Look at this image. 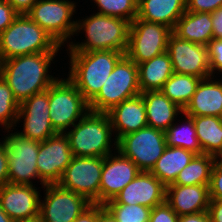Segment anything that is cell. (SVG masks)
<instances>
[{"label": "cell", "mask_w": 222, "mask_h": 222, "mask_svg": "<svg viewBox=\"0 0 222 222\" xmlns=\"http://www.w3.org/2000/svg\"><path fill=\"white\" fill-rule=\"evenodd\" d=\"M6 132L8 136L5 135L2 139L6 144L8 154L9 183L36 185L33 184V180L40 182L36 164L40 142L24 138L15 131L13 133V130H5L4 133Z\"/></svg>", "instance_id": "9c48e42d"}, {"label": "cell", "mask_w": 222, "mask_h": 222, "mask_svg": "<svg viewBox=\"0 0 222 222\" xmlns=\"http://www.w3.org/2000/svg\"><path fill=\"white\" fill-rule=\"evenodd\" d=\"M215 160L222 165V151L217 155L215 156Z\"/></svg>", "instance_id": "c3c4849f"}, {"label": "cell", "mask_w": 222, "mask_h": 222, "mask_svg": "<svg viewBox=\"0 0 222 222\" xmlns=\"http://www.w3.org/2000/svg\"><path fill=\"white\" fill-rule=\"evenodd\" d=\"M177 213L166 203L155 206L148 222H177Z\"/></svg>", "instance_id": "8d00e7d4"}, {"label": "cell", "mask_w": 222, "mask_h": 222, "mask_svg": "<svg viewBox=\"0 0 222 222\" xmlns=\"http://www.w3.org/2000/svg\"><path fill=\"white\" fill-rule=\"evenodd\" d=\"M0 222H14L0 207Z\"/></svg>", "instance_id": "7dc6e473"}, {"label": "cell", "mask_w": 222, "mask_h": 222, "mask_svg": "<svg viewBox=\"0 0 222 222\" xmlns=\"http://www.w3.org/2000/svg\"><path fill=\"white\" fill-rule=\"evenodd\" d=\"M203 154L217 156L222 151V117L191 116Z\"/></svg>", "instance_id": "83f0119b"}, {"label": "cell", "mask_w": 222, "mask_h": 222, "mask_svg": "<svg viewBox=\"0 0 222 222\" xmlns=\"http://www.w3.org/2000/svg\"><path fill=\"white\" fill-rule=\"evenodd\" d=\"M177 222H211L208 211L178 216Z\"/></svg>", "instance_id": "f6af8a7d"}, {"label": "cell", "mask_w": 222, "mask_h": 222, "mask_svg": "<svg viewBox=\"0 0 222 222\" xmlns=\"http://www.w3.org/2000/svg\"><path fill=\"white\" fill-rule=\"evenodd\" d=\"M107 114L116 140L125 134L136 132L148 126L145 103L141 94L124 100L114 106Z\"/></svg>", "instance_id": "ffe728a7"}, {"label": "cell", "mask_w": 222, "mask_h": 222, "mask_svg": "<svg viewBox=\"0 0 222 222\" xmlns=\"http://www.w3.org/2000/svg\"><path fill=\"white\" fill-rule=\"evenodd\" d=\"M172 33L182 40L208 46L213 39L211 13L186 11L178 19Z\"/></svg>", "instance_id": "d4e9b609"}, {"label": "cell", "mask_w": 222, "mask_h": 222, "mask_svg": "<svg viewBox=\"0 0 222 222\" xmlns=\"http://www.w3.org/2000/svg\"><path fill=\"white\" fill-rule=\"evenodd\" d=\"M181 117H183V119L185 118L186 121L184 120L181 122L179 118L177 119V122L175 121V123L165 131L166 146L181 147L196 155L203 154L196 136V128L193 118L185 113H183Z\"/></svg>", "instance_id": "f1b7e54d"}, {"label": "cell", "mask_w": 222, "mask_h": 222, "mask_svg": "<svg viewBox=\"0 0 222 222\" xmlns=\"http://www.w3.org/2000/svg\"><path fill=\"white\" fill-rule=\"evenodd\" d=\"M213 25V39H222V7L211 13Z\"/></svg>", "instance_id": "60d3db41"}, {"label": "cell", "mask_w": 222, "mask_h": 222, "mask_svg": "<svg viewBox=\"0 0 222 222\" xmlns=\"http://www.w3.org/2000/svg\"><path fill=\"white\" fill-rule=\"evenodd\" d=\"M211 75L222 74V39H212L208 44ZM218 71V72H217Z\"/></svg>", "instance_id": "e575fe53"}, {"label": "cell", "mask_w": 222, "mask_h": 222, "mask_svg": "<svg viewBox=\"0 0 222 222\" xmlns=\"http://www.w3.org/2000/svg\"><path fill=\"white\" fill-rule=\"evenodd\" d=\"M56 54L58 52L34 53L0 62V75L19 104L32 95L47 90L59 78L49 74Z\"/></svg>", "instance_id": "6da1fadb"}, {"label": "cell", "mask_w": 222, "mask_h": 222, "mask_svg": "<svg viewBox=\"0 0 222 222\" xmlns=\"http://www.w3.org/2000/svg\"><path fill=\"white\" fill-rule=\"evenodd\" d=\"M38 189L34 185L5 184L0 188V207L14 222L35 219L42 197Z\"/></svg>", "instance_id": "ac0fdd59"}, {"label": "cell", "mask_w": 222, "mask_h": 222, "mask_svg": "<svg viewBox=\"0 0 222 222\" xmlns=\"http://www.w3.org/2000/svg\"><path fill=\"white\" fill-rule=\"evenodd\" d=\"M117 222H148L151 208L144 205L104 204Z\"/></svg>", "instance_id": "836d02e7"}, {"label": "cell", "mask_w": 222, "mask_h": 222, "mask_svg": "<svg viewBox=\"0 0 222 222\" xmlns=\"http://www.w3.org/2000/svg\"><path fill=\"white\" fill-rule=\"evenodd\" d=\"M200 80L201 78L193 75L173 73L160 91L184 110L191 101Z\"/></svg>", "instance_id": "4dcf8cb0"}, {"label": "cell", "mask_w": 222, "mask_h": 222, "mask_svg": "<svg viewBox=\"0 0 222 222\" xmlns=\"http://www.w3.org/2000/svg\"><path fill=\"white\" fill-rule=\"evenodd\" d=\"M222 7V0H186V11L213 13Z\"/></svg>", "instance_id": "74e56055"}, {"label": "cell", "mask_w": 222, "mask_h": 222, "mask_svg": "<svg viewBox=\"0 0 222 222\" xmlns=\"http://www.w3.org/2000/svg\"><path fill=\"white\" fill-rule=\"evenodd\" d=\"M217 75L200 80L183 113L188 116L222 117V79H218Z\"/></svg>", "instance_id": "7402d4cb"}, {"label": "cell", "mask_w": 222, "mask_h": 222, "mask_svg": "<svg viewBox=\"0 0 222 222\" xmlns=\"http://www.w3.org/2000/svg\"><path fill=\"white\" fill-rule=\"evenodd\" d=\"M77 3L71 0H37L27 15L65 47L74 38L77 19L73 16Z\"/></svg>", "instance_id": "ba28073f"}, {"label": "cell", "mask_w": 222, "mask_h": 222, "mask_svg": "<svg viewBox=\"0 0 222 222\" xmlns=\"http://www.w3.org/2000/svg\"><path fill=\"white\" fill-rule=\"evenodd\" d=\"M49 88L32 95L20 104L16 121L23 120V130L16 132L24 138L42 142L57 134L49 116Z\"/></svg>", "instance_id": "5bb4252c"}, {"label": "cell", "mask_w": 222, "mask_h": 222, "mask_svg": "<svg viewBox=\"0 0 222 222\" xmlns=\"http://www.w3.org/2000/svg\"><path fill=\"white\" fill-rule=\"evenodd\" d=\"M49 116L57 133H65L89 111V102L68 79L59 78L49 87Z\"/></svg>", "instance_id": "52a82bcc"}, {"label": "cell", "mask_w": 222, "mask_h": 222, "mask_svg": "<svg viewBox=\"0 0 222 222\" xmlns=\"http://www.w3.org/2000/svg\"><path fill=\"white\" fill-rule=\"evenodd\" d=\"M64 48L27 14H18L0 34V62L16 56L59 52Z\"/></svg>", "instance_id": "5b68a950"}, {"label": "cell", "mask_w": 222, "mask_h": 222, "mask_svg": "<svg viewBox=\"0 0 222 222\" xmlns=\"http://www.w3.org/2000/svg\"><path fill=\"white\" fill-rule=\"evenodd\" d=\"M9 183L8 179V154L6 144L0 140V188Z\"/></svg>", "instance_id": "ab89813d"}, {"label": "cell", "mask_w": 222, "mask_h": 222, "mask_svg": "<svg viewBox=\"0 0 222 222\" xmlns=\"http://www.w3.org/2000/svg\"><path fill=\"white\" fill-rule=\"evenodd\" d=\"M167 52L174 73L193 75L201 79L212 76L207 46L182 40L172 33Z\"/></svg>", "instance_id": "2e32d148"}, {"label": "cell", "mask_w": 222, "mask_h": 222, "mask_svg": "<svg viewBox=\"0 0 222 222\" xmlns=\"http://www.w3.org/2000/svg\"><path fill=\"white\" fill-rule=\"evenodd\" d=\"M102 168V157L73 156L57 184L84 196L92 204H100Z\"/></svg>", "instance_id": "7c38bea8"}, {"label": "cell", "mask_w": 222, "mask_h": 222, "mask_svg": "<svg viewBox=\"0 0 222 222\" xmlns=\"http://www.w3.org/2000/svg\"><path fill=\"white\" fill-rule=\"evenodd\" d=\"M172 29L159 23L135 18L130 24L125 55L136 65L167 51Z\"/></svg>", "instance_id": "8fae6325"}, {"label": "cell", "mask_w": 222, "mask_h": 222, "mask_svg": "<svg viewBox=\"0 0 222 222\" xmlns=\"http://www.w3.org/2000/svg\"><path fill=\"white\" fill-rule=\"evenodd\" d=\"M139 172L137 165L118 150L104 157L100 180V205L113 200Z\"/></svg>", "instance_id": "e0dca14e"}, {"label": "cell", "mask_w": 222, "mask_h": 222, "mask_svg": "<svg viewBox=\"0 0 222 222\" xmlns=\"http://www.w3.org/2000/svg\"><path fill=\"white\" fill-rule=\"evenodd\" d=\"M210 199L222 200V165L214 162L209 183Z\"/></svg>", "instance_id": "d590c367"}, {"label": "cell", "mask_w": 222, "mask_h": 222, "mask_svg": "<svg viewBox=\"0 0 222 222\" xmlns=\"http://www.w3.org/2000/svg\"><path fill=\"white\" fill-rule=\"evenodd\" d=\"M18 13L6 0H0V34L12 24Z\"/></svg>", "instance_id": "f35d334b"}, {"label": "cell", "mask_w": 222, "mask_h": 222, "mask_svg": "<svg viewBox=\"0 0 222 222\" xmlns=\"http://www.w3.org/2000/svg\"><path fill=\"white\" fill-rule=\"evenodd\" d=\"M208 212L211 222H222V200L210 199Z\"/></svg>", "instance_id": "7bdbcfd3"}, {"label": "cell", "mask_w": 222, "mask_h": 222, "mask_svg": "<svg viewBox=\"0 0 222 222\" xmlns=\"http://www.w3.org/2000/svg\"><path fill=\"white\" fill-rule=\"evenodd\" d=\"M164 202H166V186L151 172L140 171L113 200L106 204H140L153 209Z\"/></svg>", "instance_id": "d6986e66"}, {"label": "cell", "mask_w": 222, "mask_h": 222, "mask_svg": "<svg viewBox=\"0 0 222 222\" xmlns=\"http://www.w3.org/2000/svg\"><path fill=\"white\" fill-rule=\"evenodd\" d=\"M195 155L181 147L166 146L163 154L150 172L167 187L175 182L178 174Z\"/></svg>", "instance_id": "4316f807"}, {"label": "cell", "mask_w": 222, "mask_h": 222, "mask_svg": "<svg viewBox=\"0 0 222 222\" xmlns=\"http://www.w3.org/2000/svg\"><path fill=\"white\" fill-rule=\"evenodd\" d=\"M20 104L13 95L7 82L0 75V128L16 129V121ZM3 126V127H2Z\"/></svg>", "instance_id": "1f68e13d"}, {"label": "cell", "mask_w": 222, "mask_h": 222, "mask_svg": "<svg viewBox=\"0 0 222 222\" xmlns=\"http://www.w3.org/2000/svg\"><path fill=\"white\" fill-rule=\"evenodd\" d=\"M166 203L178 216L208 211L209 185H168Z\"/></svg>", "instance_id": "44dd1931"}, {"label": "cell", "mask_w": 222, "mask_h": 222, "mask_svg": "<svg viewBox=\"0 0 222 222\" xmlns=\"http://www.w3.org/2000/svg\"><path fill=\"white\" fill-rule=\"evenodd\" d=\"M72 158L69 140L64 133L40 142L36 164L42 188L47 184H57Z\"/></svg>", "instance_id": "9a60e30c"}, {"label": "cell", "mask_w": 222, "mask_h": 222, "mask_svg": "<svg viewBox=\"0 0 222 222\" xmlns=\"http://www.w3.org/2000/svg\"><path fill=\"white\" fill-rule=\"evenodd\" d=\"M64 134L73 156L104 158L117 150V140L112 138L114 133L107 113L90 110Z\"/></svg>", "instance_id": "277c9868"}, {"label": "cell", "mask_w": 222, "mask_h": 222, "mask_svg": "<svg viewBox=\"0 0 222 222\" xmlns=\"http://www.w3.org/2000/svg\"><path fill=\"white\" fill-rule=\"evenodd\" d=\"M214 162L213 155H195L170 185H209Z\"/></svg>", "instance_id": "f546056e"}, {"label": "cell", "mask_w": 222, "mask_h": 222, "mask_svg": "<svg viewBox=\"0 0 222 222\" xmlns=\"http://www.w3.org/2000/svg\"><path fill=\"white\" fill-rule=\"evenodd\" d=\"M137 66L141 93L161 90L164 83L174 73L172 62L167 51Z\"/></svg>", "instance_id": "484cf974"}, {"label": "cell", "mask_w": 222, "mask_h": 222, "mask_svg": "<svg viewBox=\"0 0 222 222\" xmlns=\"http://www.w3.org/2000/svg\"><path fill=\"white\" fill-rule=\"evenodd\" d=\"M145 103L147 124L155 129L166 131L177 120L183 110L160 90L141 93Z\"/></svg>", "instance_id": "603a6c76"}, {"label": "cell", "mask_w": 222, "mask_h": 222, "mask_svg": "<svg viewBox=\"0 0 222 222\" xmlns=\"http://www.w3.org/2000/svg\"><path fill=\"white\" fill-rule=\"evenodd\" d=\"M186 12V0H138V19L174 29Z\"/></svg>", "instance_id": "cb8c5ba5"}, {"label": "cell", "mask_w": 222, "mask_h": 222, "mask_svg": "<svg viewBox=\"0 0 222 222\" xmlns=\"http://www.w3.org/2000/svg\"><path fill=\"white\" fill-rule=\"evenodd\" d=\"M16 222H42L39 217L31 220H24V221H16Z\"/></svg>", "instance_id": "681fc988"}, {"label": "cell", "mask_w": 222, "mask_h": 222, "mask_svg": "<svg viewBox=\"0 0 222 222\" xmlns=\"http://www.w3.org/2000/svg\"><path fill=\"white\" fill-rule=\"evenodd\" d=\"M43 188L45 196L40 199L39 208L42 222H74L92 204L84 196L58 184H47Z\"/></svg>", "instance_id": "4fadbf2b"}, {"label": "cell", "mask_w": 222, "mask_h": 222, "mask_svg": "<svg viewBox=\"0 0 222 222\" xmlns=\"http://www.w3.org/2000/svg\"><path fill=\"white\" fill-rule=\"evenodd\" d=\"M97 222H117L112 214L104 207L98 204V217Z\"/></svg>", "instance_id": "bcb514c9"}, {"label": "cell", "mask_w": 222, "mask_h": 222, "mask_svg": "<svg viewBox=\"0 0 222 222\" xmlns=\"http://www.w3.org/2000/svg\"><path fill=\"white\" fill-rule=\"evenodd\" d=\"M18 14H27L37 0H6Z\"/></svg>", "instance_id": "ee69618b"}, {"label": "cell", "mask_w": 222, "mask_h": 222, "mask_svg": "<svg viewBox=\"0 0 222 222\" xmlns=\"http://www.w3.org/2000/svg\"><path fill=\"white\" fill-rule=\"evenodd\" d=\"M166 148L165 132L146 126L117 140V150L140 171L150 172Z\"/></svg>", "instance_id": "30bf717a"}, {"label": "cell", "mask_w": 222, "mask_h": 222, "mask_svg": "<svg viewBox=\"0 0 222 222\" xmlns=\"http://www.w3.org/2000/svg\"><path fill=\"white\" fill-rule=\"evenodd\" d=\"M67 53L70 58L67 78L88 102L100 92L117 62L125 55V52L109 50Z\"/></svg>", "instance_id": "3957f363"}, {"label": "cell", "mask_w": 222, "mask_h": 222, "mask_svg": "<svg viewBox=\"0 0 222 222\" xmlns=\"http://www.w3.org/2000/svg\"><path fill=\"white\" fill-rule=\"evenodd\" d=\"M98 204H91L86 208L74 222H97Z\"/></svg>", "instance_id": "b9f144b4"}, {"label": "cell", "mask_w": 222, "mask_h": 222, "mask_svg": "<svg viewBox=\"0 0 222 222\" xmlns=\"http://www.w3.org/2000/svg\"><path fill=\"white\" fill-rule=\"evenodd\" d=\"M83 18L76 20L74 36H79L78 33L85 32L84 41L74 42L72 40L66 46V51L109 50L126 52L131 24L129 21L99 14L95 11Z\"/></svg>", "instance_id": "7a4b0ae2"}, {"label": "cell", "mask_w": 222, "mask_h": 222, "mask_svg": "<svg viewBox=\"0 0 222 222\" xmlns=\"http://www.w3.org/2000/svg\"><path fill=\"white\" fill-rule=\"evenodd\" d=\"M99 14L125 19L130 23L137 17L138 0H92Z\"/></svg>", "instance_id": "d6a6232c"}, {"label": "cell", "mask_w": 222, "mask_h": 222, "mask_svg": "<svg viewBox=\"0 0 222 222\" xmlns=\"http://www.w3.org/2000/svg\"><path fill=\"white\" fill-rule=\"evenodd\" d=\"M141 94L138 66L124 55L115 65L100 92L89 102V109L107 113L126 99Z\"/></svg>", "instance_id": "8992f818"}]
</instances>
